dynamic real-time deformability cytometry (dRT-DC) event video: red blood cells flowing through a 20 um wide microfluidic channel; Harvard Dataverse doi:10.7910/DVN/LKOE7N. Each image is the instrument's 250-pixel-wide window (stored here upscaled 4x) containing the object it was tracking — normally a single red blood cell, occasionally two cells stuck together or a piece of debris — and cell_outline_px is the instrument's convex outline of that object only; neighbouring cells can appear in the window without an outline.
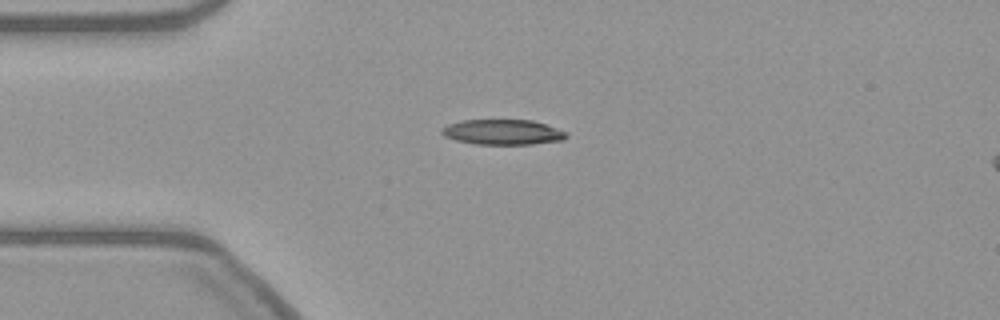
{"species": "common noctule bat (a hibernating species)", "species_latin": "Nyctalus noctula", "temperature_condition": "warm", "stored_images_in_passage": 5, "camera_frame_rate_fps": 3000, "um_per_image_px": 0.085, "animal": {"sex": "female", "body_mass_g": 21.9}, "frame": {"image": 1, "passage_image": 1, "time_ms": 0.0, "image_size_px": [1000, 320], "cell_outline_px": [[568, 136], [564, 140], [532, 144], [476, 144], [456, 140], [444, 136], [440, 132], [440, 128], [448, 124], [460, 120], [532, 120], [568, 132]], "centroid_in_image_um": [42.72, 11.23], "position_along_channel_um": 42.3, "area_um2": 18.38}}